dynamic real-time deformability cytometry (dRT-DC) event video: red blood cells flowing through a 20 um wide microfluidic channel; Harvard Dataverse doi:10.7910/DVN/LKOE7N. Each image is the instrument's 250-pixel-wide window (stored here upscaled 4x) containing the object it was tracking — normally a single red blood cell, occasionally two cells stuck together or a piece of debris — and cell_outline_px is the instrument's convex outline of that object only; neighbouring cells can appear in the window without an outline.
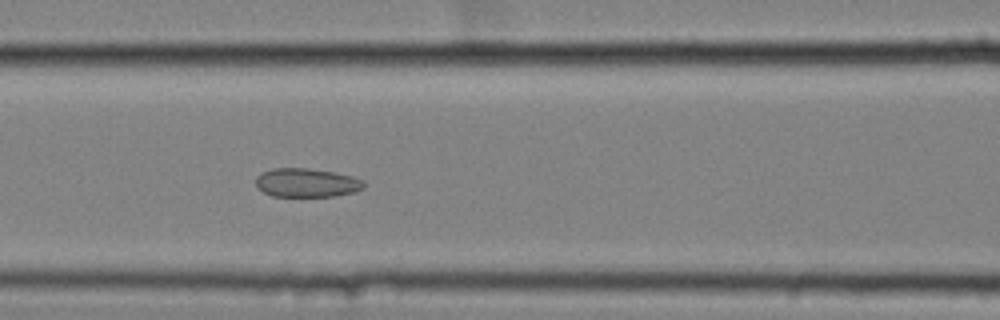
{"species": "common noctule bat (a hibernating species)", "species_latin": "Nyctalus noctula", "temperature_condition": "cold", "stored_images_in_passage": 17, "camera_frame_rate_fps": 3000, "um_per_image_px": 0.085, "animal": {"sex": "female", "body_mass_g": 25.1}, "frame": {"image": 1, "passage_image": 10, "time_ms": 3.0, "image_size_px": [1000, 320], "cell_outline_px": [[364, 188], [352, 192], [332, 196], [272, 196], [264, 192], [256, 184], [256, 176], [260, 172], [272, 168], [308, 168], [332, 172], [352, 176], [364, 180]], "centroid_in_image_um": [26.04, 15.52], "position_along_channel_um": 140.6, "area_um2": 18.03}}